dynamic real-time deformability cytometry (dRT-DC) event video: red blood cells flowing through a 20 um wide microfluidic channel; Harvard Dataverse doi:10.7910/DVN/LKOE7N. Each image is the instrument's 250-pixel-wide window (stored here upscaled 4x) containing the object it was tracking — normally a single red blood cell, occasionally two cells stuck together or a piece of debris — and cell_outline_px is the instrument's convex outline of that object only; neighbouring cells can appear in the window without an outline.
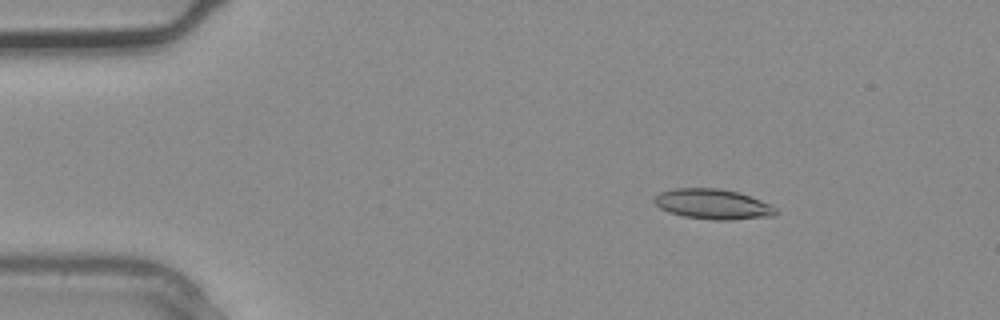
{"species": "common noctule bat (a hibernating species)", "species_latin": "Nyctalus noctula", "temperature_condition": "warm", "stored_images_in_passage": 2, "camera_frame_rate_fps": 3000, "um_per_image_px": 0.085, "animal": {"sex": "male", "body_mass_g": 20.4}, "frame": {"image": 1, "passage_image": 1, "time_ms": 0.0, "image_size_px": [1000, 320], "cell_outline_px": [[776, 216], [732, 220], [712, 220], [684, 216], [668, 212], [660, 208], [652, 200], [660, 192], [676, 188], [720, 188], [740, 192], [760, 200], [776, 208]], "centroid_in_image_um": [60.6, 17.35], "position_along_channel_um": 24.4, "area_um2": 21.44}}